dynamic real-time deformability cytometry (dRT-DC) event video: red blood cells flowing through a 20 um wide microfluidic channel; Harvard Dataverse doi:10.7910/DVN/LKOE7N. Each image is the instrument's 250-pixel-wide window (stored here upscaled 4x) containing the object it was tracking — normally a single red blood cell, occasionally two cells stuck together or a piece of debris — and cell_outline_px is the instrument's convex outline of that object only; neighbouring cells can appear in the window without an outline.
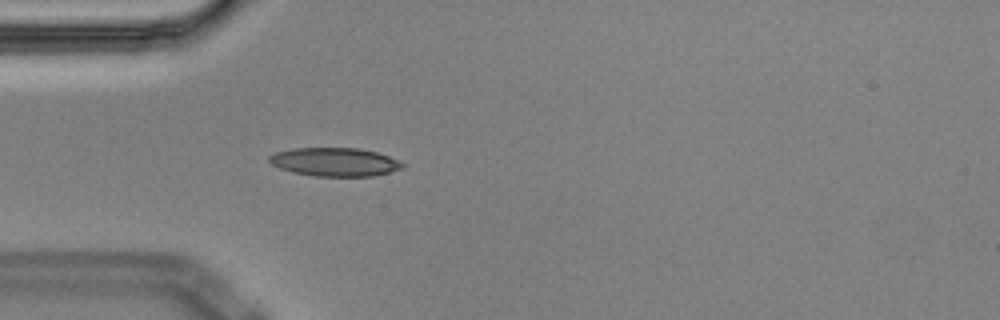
{"species": "Egyptian fruit bat (a non-hibernating species)", "species_latin": "Rousettus aegyptiacus", "temperature_condition": "cold", "stored_images_in_passage": 4, "camera_frame_rate_fps": 3000, "um_per_image_px": 0.085, "animal": {"sex": "male"}, "frame": {"image": 1, "passage_image": 4, "time_ms": 1.0, "image_size_px": [1000, 320], "cell_outline_px": [[404, 168], [372, 176], [312, 176], [292, 172], [280, 168], [272, 164], [268, 160], [268, 156], [276, 152], [292, 148], [360, 148], [376, 152], [388, 156], [404, 164]], "centroid_in_image_um": [28.42, 13.76], "position_along_channel_um": 56.6, "area_um2": 22.08}}